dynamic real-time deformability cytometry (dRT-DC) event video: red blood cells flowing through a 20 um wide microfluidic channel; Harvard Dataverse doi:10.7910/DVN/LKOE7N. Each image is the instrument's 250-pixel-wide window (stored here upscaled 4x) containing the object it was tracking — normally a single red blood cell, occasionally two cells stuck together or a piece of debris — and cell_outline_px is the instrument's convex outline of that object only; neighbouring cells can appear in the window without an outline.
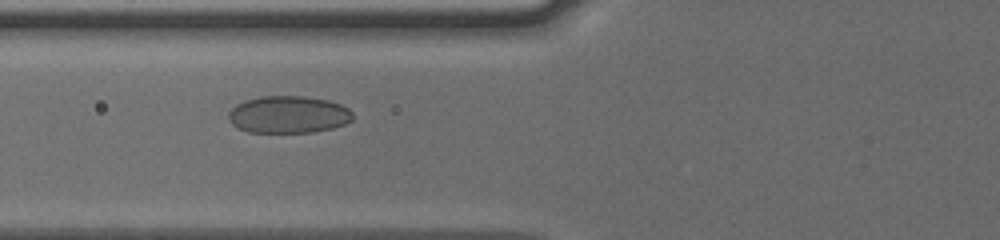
{"species": "human", "species_latin": "Homo sapiens", "temperature_condition": "cold", "stored_images_in_passage": 36, "camera_frame_rate_fps": 3000, "um_per_image_px": 0.085, "donor": {"sex": "male"}, "frame": {"image": 1, "passage_image": 4, "time_ms": 1.0, "image_size_px": [1000, 240], "cell_outline_px": [[352, 120], [344, 124], [332, 128], [312, 132], [248, 132], [232, 124], [228, 120], [228, 112], [236, 104], [244, 100], [260, 96], [304, 96], [328, 100], [340, 104], [348, 108], [352, 112]], "centroid_in_image_um": [24.49, 9.73], "position_along_channel_um": 101.3, "area_um2": 26.99}}
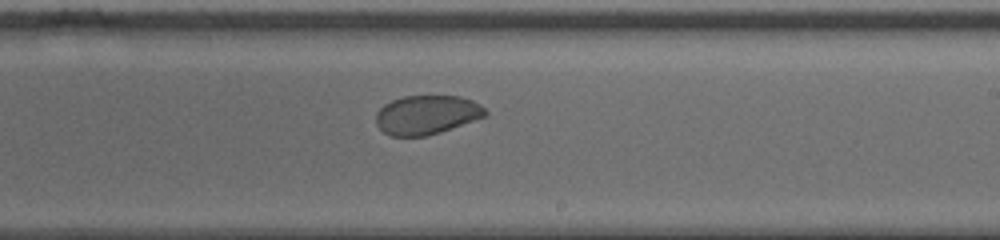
{"frame": {"image": 2, "passage_image": 16, "time_ms": 5.0, "image_size_px": [1000, 240], "cell_outline_px": [[488, 112], [484, 116], [440, 132], [424, 136], [392, 136], [384, 132], [376, 124], [376, 112], [384, 104], [392, 100], [404, 96], [460, 96], [472, 100], [480, 104]], "centroid_in_image_um": [36.24, 9.75], "position_along_channel_um": 252.8, "area_um2": 24.68}}
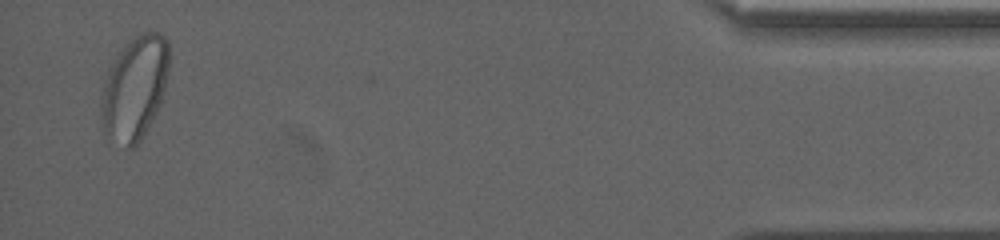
{"frame": {"image": 3, "passage_image": 35, "time_ms": 11.333, "image_size_px": [1000, 240], "cell_outline_px": [[168, 72], [164, 88], [156, 112], [148, 128], [140, 140], [132, 148], [128, 148], [108, 132], [100, 116], [100, 96], [108, 72], [112, 64], [124, 44], [132, 36], [140, 32], [160, 32], [168, 40]], "centroid_in_image_um": [11.46, 7.4], "position_along_channel_um": 423.7, "area_um2": 40.29}, "authors_computed_cell_mechanics": {"area_um2": 26.3857, "velocity_mm_per_s": 3.7846, "shape_relaxation_time_tau1_ms": 8.79, "shape_relaxation_time_tau2_ms": 0.899, "deformation_change_tau1": 0.1234, "deformation_change_tau2": 0.0321}}